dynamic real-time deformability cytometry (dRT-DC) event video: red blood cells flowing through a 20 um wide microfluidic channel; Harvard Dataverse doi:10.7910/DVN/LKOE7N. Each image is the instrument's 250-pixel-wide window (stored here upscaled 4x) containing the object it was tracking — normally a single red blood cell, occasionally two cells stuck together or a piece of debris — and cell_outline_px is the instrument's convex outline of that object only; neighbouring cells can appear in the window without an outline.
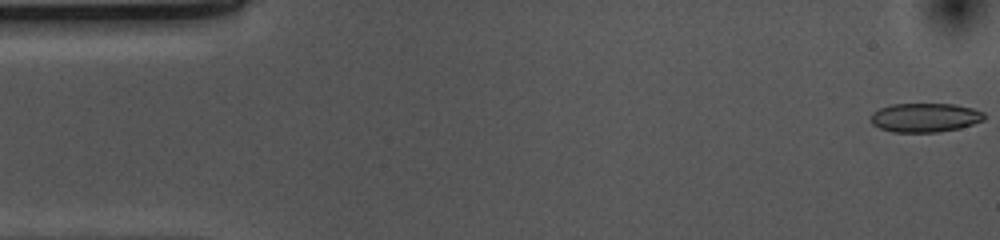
{"species": "common noctule bat (a hibernating species)", "species_latin": "Nyctalus noctula", "temperature_condition": "cold", "stored_images_in_passage": 53, "camera_frame_rate_fps": 3000, "um_per_image_px": 0.085, "animal": {"sex": "female", "body_mass_g": 10.0, "forearm_length_mm": 53.1}, "frame": {"image": 1, "passage_image": 1, "time_ms": 0.0, "image_size_px": [1000, 240], "cell_outline_px": [[984, 120], [960, 128], [940, 132], [892, 132], [880, 128], [872, 124], [872, 112], [880, 108], [892, 104], [952, 104], [972, 108], [984, 112]], "centroid_in_image_um": [78.63, 10.0], "position_along_channel_um": 6.4, "area_um2": 19.13}}
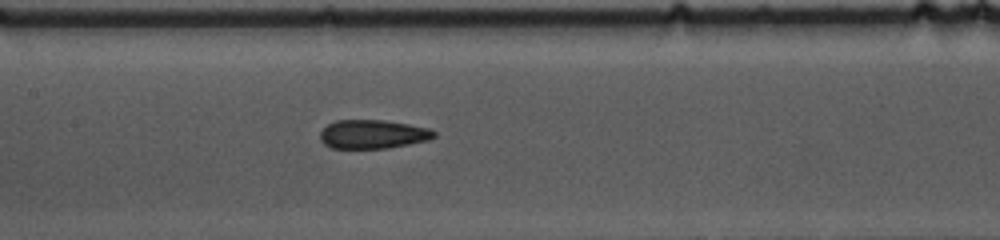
{"frame": {"image": 2, "passage_image": 24, "time_ms": 7.667, "image_size_px": [1000, 240], "cell_outline_px": [[436, 136], [428, 140], [388, 148], [332, 148], [324, 144], [320, 140], [320, 132], [328, 124], [336, 120], [384, 120], [432, 128], [436, 132]], "centroid_in_image_um": [31.7, 11.4], "position_along_channel_um": 175.7, "area_um2": 19.19}}
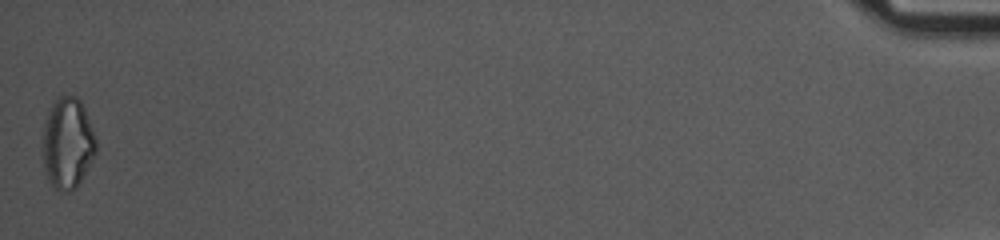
{"frame": {"image": 3, "passage_image": 53, "time_ms": 17.333, "image_size_px": [1000, 240], "cell_outline_px": [[96, 152], [76, 188], [68, 192], [56, 188], [48, 180], [44, 168], [44, 124], [48, 112], [52, 104], [60, 96], [76, 96], [80, 100], [84, 108], [96, 136]], "centroid_in_image_um": [5.76, 12.16], "position_along_channel_um": 429.4, "area_um2": 27.86}, "authors_computed_cell_mechanics": {"area_um2": 19.5942, "velocity_mm_per_s": 3.6944, "shape_relaxation_time_tau1_ms": null, "shape_relaxation_time_tau2_ms": 3.7347, "deformation_change_tau1": null, "deformation_change_tau2": 0.1072}}